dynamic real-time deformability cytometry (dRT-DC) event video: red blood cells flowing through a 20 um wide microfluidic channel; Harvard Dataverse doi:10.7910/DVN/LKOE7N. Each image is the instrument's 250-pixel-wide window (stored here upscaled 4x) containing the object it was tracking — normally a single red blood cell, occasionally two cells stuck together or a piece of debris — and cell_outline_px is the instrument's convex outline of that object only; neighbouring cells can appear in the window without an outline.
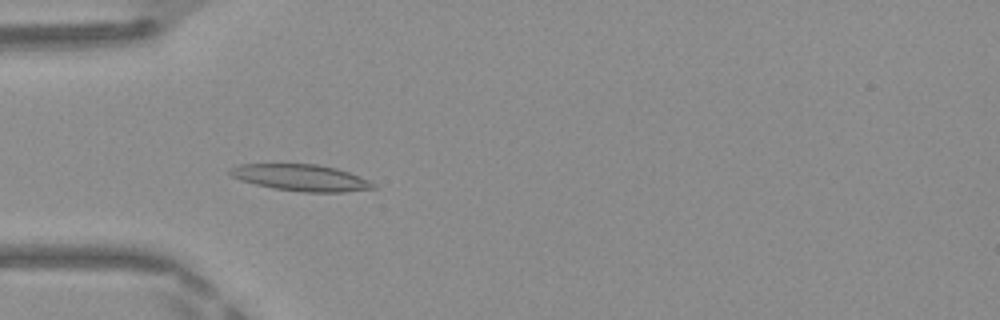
{"species": "Egyptian fruit bat (a non-hibernating species)", "species_latin": "Rousettus aegyptiacus", "temperature_condition": "warm", "stored_images_in_passage": 36, "camera_frame_rate_fps": 3000, "um_per_image_px": 0.085, "frame": {"image": 1, "passage_image": 2, "time_ms": 0.333, "image_size_px": [1000, 320], "cell_outline_px": [[376, 188], [344, 192], [304, 192], [272, 188], [240, 180], [232, 176], [228, 172], [228, 168], [240, 164], [316, 164], [336, 168], [348, 172], [368, 180], [376, 184]], "centroid_in_image_um": [25.56, 15.1], "position_along_channel_um": 59.4, "area_um2": 22.08}}
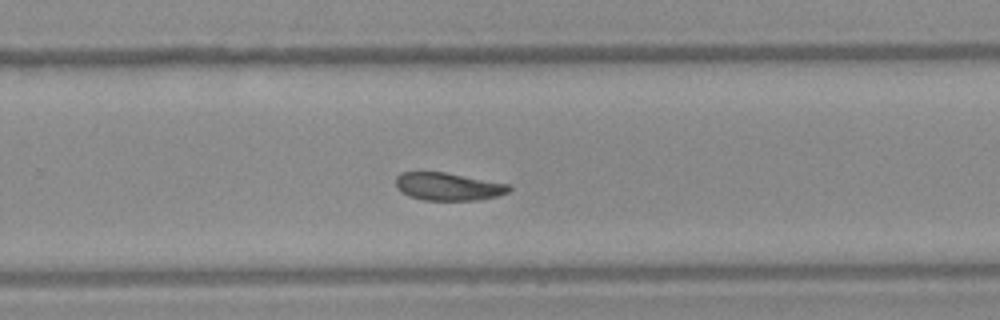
{"frame": {"image": 2, "passage_image": 19, "time_ms": 6.0, "image_size_px": [1000, 320], "cell_outline_px": [[512, 188], [508, 192], [496, 196], [476, 200], [424, 200], [408, 196], [400, 192], [396, 188], [396, 176], [400, 172], [444, 172], [508, 184]], "centroid_in_image_um": [38.04, 15.86], "position_along_channel_um": 291.8, "area_um2": 18.26}}
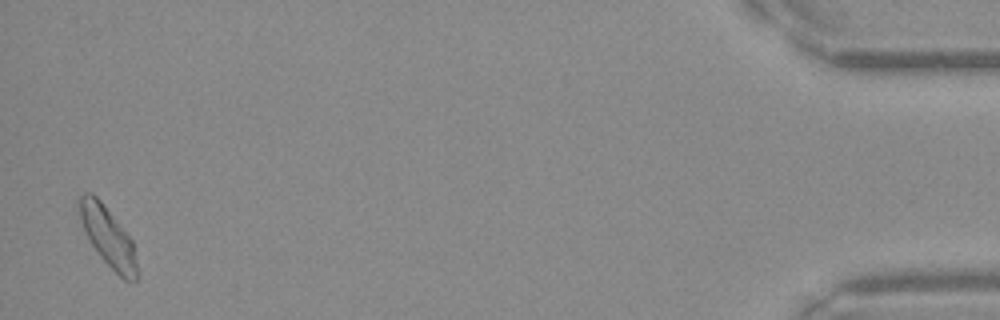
{"frame": {"image": 3, "passage_image": 35, "time_ms": 11.333, "image_size_px": [1000, 320], "cell_outline_px": [[136, 280], [124, 280], [100, 256], [92, 244], [84, 228], [80, 216], [80, 196], [84, 192], [92, 192], [100, 200], [132, 240], [136, 264]], "centroid_in_image_um": [9.17, 20.1], "position_along_channel_um": 426.0, "area_um2": 19.07}, "authors_computed_cell_mechanics": {"area_um2": 19.074, "velocity_mm_per_s": 4.1524, "shape_relaxation_time_tau1_ms": 5.6271, "shape_relaxation_time_tau2_ms": 3.4518, "deformation_change_tau1": 0.1512, "deformation_change_tau2": 0.0953}}